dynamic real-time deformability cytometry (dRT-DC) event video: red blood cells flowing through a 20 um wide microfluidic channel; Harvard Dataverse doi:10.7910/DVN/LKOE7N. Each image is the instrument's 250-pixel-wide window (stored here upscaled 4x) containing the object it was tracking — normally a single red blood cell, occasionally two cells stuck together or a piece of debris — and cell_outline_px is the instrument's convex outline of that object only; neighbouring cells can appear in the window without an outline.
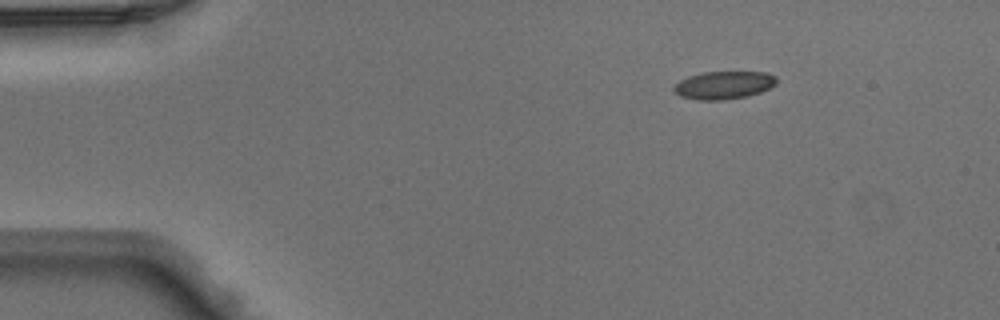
{"species": "Egyptian fruit bat (a non-hibernating species)", "species_latin": "Rousettus aegyptiacus", "temperature_condition": "warm", "stored_images_in_passage": 7, "camera_frame_rate_fps": 3000, "um_per_image_px": 0.085, "animal": {"sex": "male"}, "frame": {"image": 1, "passage_image": 1, "time_ms": 0.0, "image_size_px": [1000, 320], "cell_outline_px": [[776, 84], [760, 92], [748, 96], [724, 100], [700, 100], [680, 96], [672, 88], [680, 80], [688, 76], [704, 72], [768, 72], [776, 76]], "centroid_in_image_um": [61.53, 7.23], "position_along_channel_um": 23.5, "area_um2": 16.65}}